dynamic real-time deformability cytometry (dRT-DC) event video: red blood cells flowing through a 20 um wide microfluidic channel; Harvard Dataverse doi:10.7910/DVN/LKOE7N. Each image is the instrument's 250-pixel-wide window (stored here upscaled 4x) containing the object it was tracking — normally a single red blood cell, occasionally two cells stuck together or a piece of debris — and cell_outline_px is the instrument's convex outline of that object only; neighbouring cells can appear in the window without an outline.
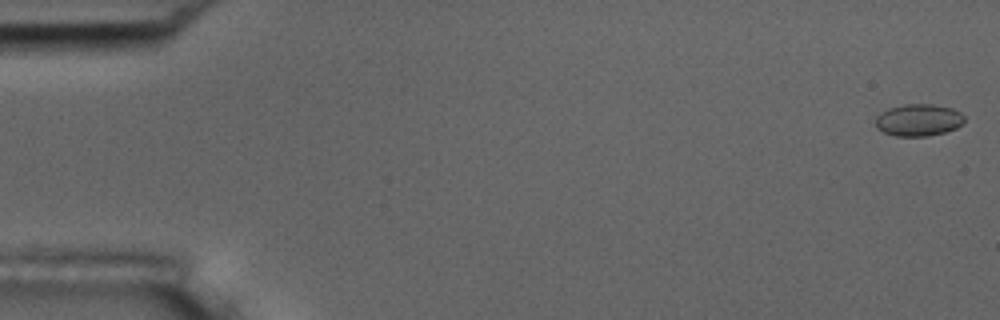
{"species": "common noctule bat (a hibernating species)", "species_latin": "Nyctalus noctula", "temperature_condition": "room temperature", "stored_images_in_passage": 56, "camera_frame_rate_fps": 3000, "um_per_image_px": 0.085, "animal": {"sex": "male", "body_mass_g": 17.5, "forearm_length_mm": 52.3}, "frame": {"image": 1, "passage_image": 1, "time_ms": 0.0, "image_size_px": [1000, 320], "cell_outline_px": [[964, 124], [956, 128], [944, 132], [928, 136], [896, 136], [884, 132], [876, 128], [876, 116], [880, 112], [888, 108], [904, 104], [932, 104], [952, 108], [960, 112], [964, 116]], "centroid_in_image_um": [78.07, 10.2], "position_along_channel_um": 6.9, "area_um2": 16.7}}
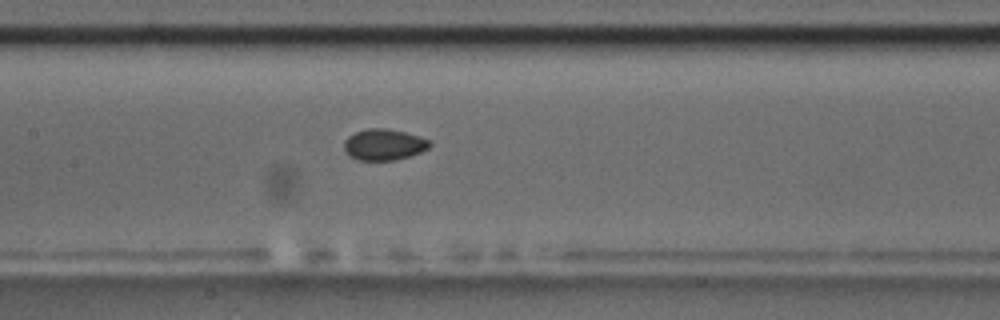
{"frame": {"image": 2, "passage_image": 27, "time_ms": 8.667, "image_size_px": [1000, 320], "cell_outline_px": [[432, 144], [428, 148], [420, 152], [408, 156], [392, 160], [360, 160], [352, 156], [344, 148], [344, 140], [348, 136], [356, 132], [368, 128], [388, 128], [420, 136], [432, 140]], "centroid_in_image_um": [32.67, 12.27], "position_along_channel_um": 174.7, "area_um2": 15.43}}
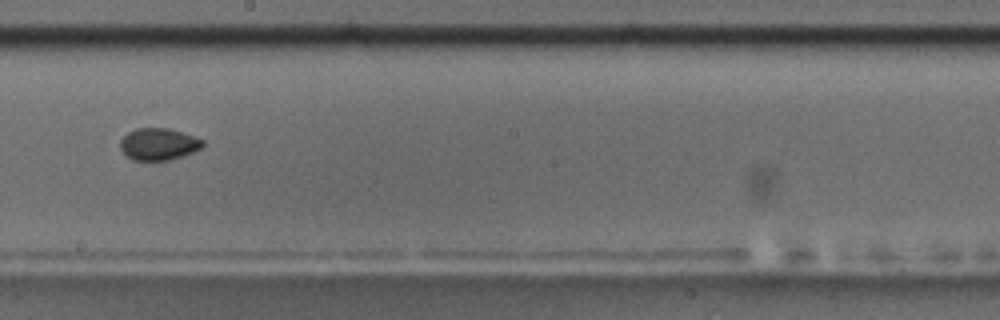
{"frame": {"image": 3, "passage_image": 32, "time_ms": 10.333, "image_size_px": [1000, 320], "cell_outline_px": [[204, 144], [200, 148], [184, 156], [168, 160], [132, 160], [120, 148], [120, 140], [128, 132], [136, 128], [168, 128], [204, 140]], "centroid_in_image_um": [13.46, 12.25], "position_along_channel_um": 234.7, "area_um2": 15.2}, "authors_computed_cell_mechanics": {"area_um2": 15.6927, "velocity_mm_per_s": 3.6185, "shape_relaxation_time_tau1_ms": null, "shape_relaxation_time_tau2_ms": 2.2614, "deformation_change_tau1": null, "deformation_change_tau2": 0.0473}}